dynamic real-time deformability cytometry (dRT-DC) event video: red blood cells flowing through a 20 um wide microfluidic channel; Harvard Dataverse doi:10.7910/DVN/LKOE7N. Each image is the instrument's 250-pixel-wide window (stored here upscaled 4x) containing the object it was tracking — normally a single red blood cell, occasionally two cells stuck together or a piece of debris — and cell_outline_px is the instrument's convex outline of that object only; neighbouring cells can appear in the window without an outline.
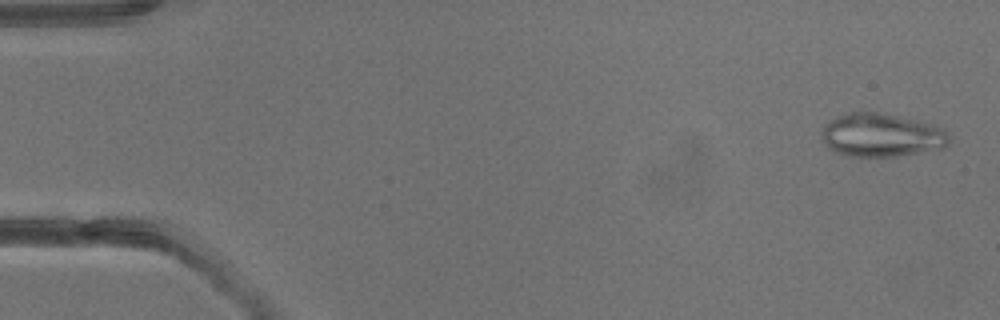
{"species": "common noctule bat (a hibernating species)", "species_latin": "Nyctalus noctula", "temperature_condition": "warm", "stored_images_in_passage": 4, "camera_frame_rate_fps": 3000, "um_per_image_px": 0.085, "animal": {"sex": "male", "body_mass_g": 13.3}, "frame": {"image": 1, "passage_image": 1, "time_ms": 0.0, "image_size_px": [1000, 320], "cell_outline_px": [[948, 144], [944, 148], [892, 156], [848, 156], [836, 152], [828, 148], [820, 136], [824, 128], [836, 116], [852, 112], [880, 112], [932, 124], [948, 132]], "centroid_in_image_um": [74.91, 11.49], "position_along_channel_um": 10.1, "area_um2": 31.79}}